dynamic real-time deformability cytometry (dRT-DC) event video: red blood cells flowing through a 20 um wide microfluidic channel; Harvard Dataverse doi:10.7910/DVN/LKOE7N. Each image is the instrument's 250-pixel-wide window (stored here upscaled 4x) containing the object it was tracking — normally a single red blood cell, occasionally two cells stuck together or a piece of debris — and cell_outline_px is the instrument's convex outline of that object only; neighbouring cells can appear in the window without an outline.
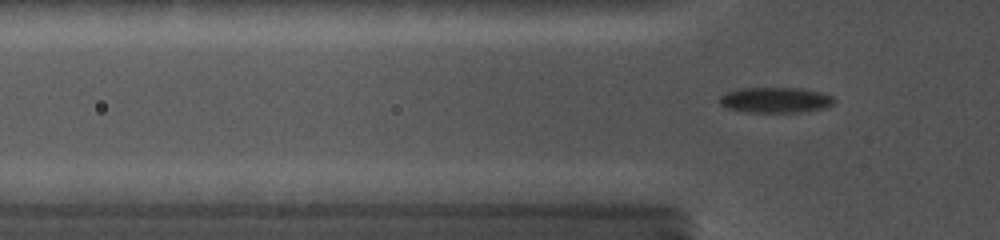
{"species": "common noctule bat (a hibernating species)", "species_latin": "Nyctalus noctula", "temperature_condition": "cold", "stored_images_in_passage": 76, "camera_frame_rate_fps": 5000, "um_per_image_px": 0.085, "animal": {"sex": "female", "body_mass_g": 19.0, "forearm_length_mm": 56.7}, "frame": {"image": 1, "passage_image": 26, "time_ms": 4.8, "image_size_px": [1000, 240], "cell_outline_px": [[832, 104], [824, 108], [800, 112], [748, 112], [728, 108], [720, 104], [720, 96], [728, 92], [744, 88], [800, 88], [832, 96]], "centroid_in_image_um": [65.88, 8.51], "position_along_channel_um": 59.9, "area_um2": 16.59}}
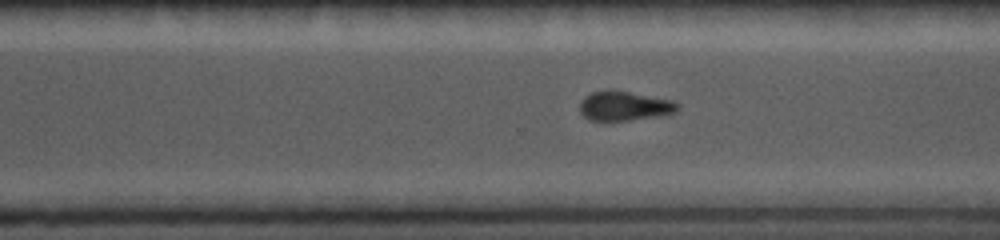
{"frame": {"image": 2, "passage_image": 60, "time_ms": 11.4, "image_size_px": [1000, 240], "cell_outline_px": [[680, 108], [676, 112], [660, 116], [628, 120], [588, 120], [580, 112], [580, 104], [592, 92], [608, 88], [612, 88], [672, 100]], "centroid_in_image_um": [53.08, 8.99], "position_along_channel_um": 317.5, "area_um2": 16.82}}
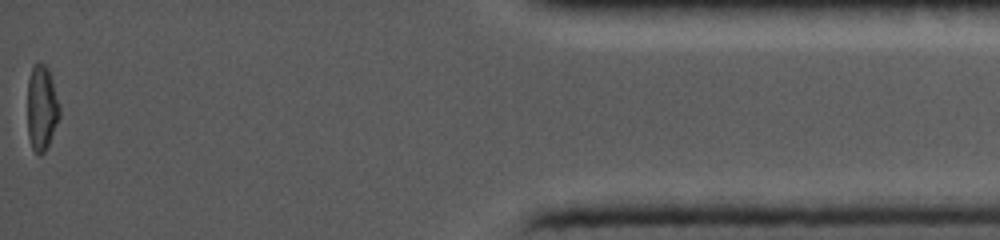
{"frame": {"image": 3, "passage_image": 76, "time_ms": 15.8, "image_size_px": [1000, 240], "cell_outline_px": [[60, 116], [48, 148], [40, 156], [32, 148], [28, 136], [28, 80], [32, 68], [36, 64], [44, 64], [48, 68], [60, 104]], "centroid_in_image_um": [3.56, 9.22], "position_along_channel_um": 431.6, "area_um2": 16.01}}